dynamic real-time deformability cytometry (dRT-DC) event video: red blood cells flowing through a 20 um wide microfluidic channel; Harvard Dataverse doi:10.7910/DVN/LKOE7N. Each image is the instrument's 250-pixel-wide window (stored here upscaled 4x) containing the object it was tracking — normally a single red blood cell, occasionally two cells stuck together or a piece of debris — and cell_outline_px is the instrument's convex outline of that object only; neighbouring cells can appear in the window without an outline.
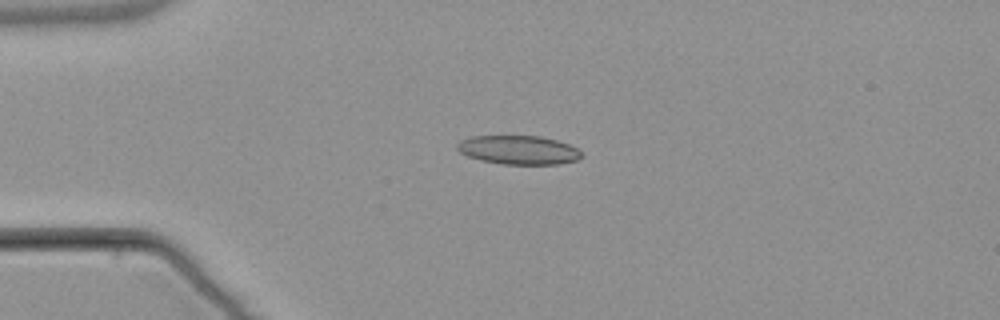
{"species": "common noctule bat (a hibernating species)", "species_latin": "Nyctalus noctula", "temperature_condition": "warm", "stored_images_in_passage": 6, "camera_frame_rate_fps": 3000, "um_per_image_px": 0.085, "animal": {"sex": "male", "body_mass_g": 21.5, "forearm_length_mm": 52.0}, "frame": {"image": 1, "passage_image": 3, "time_ms": 2.333, "image_size_px": [1000, 320], "cell_outline_px": [[584, 156], [576, 160], [556, 164], [500, 164], [480, 160], [468, 156], [460, 152], [456, 148], [456, 144], [460, 140], [472, 136], [540, 136], [556, 140], [568, 144], [576, 148]], "centroid_in_image_um": [44.04, 12.74], "position_along_channel_um": 41.0, "area_um2": 20.87}}
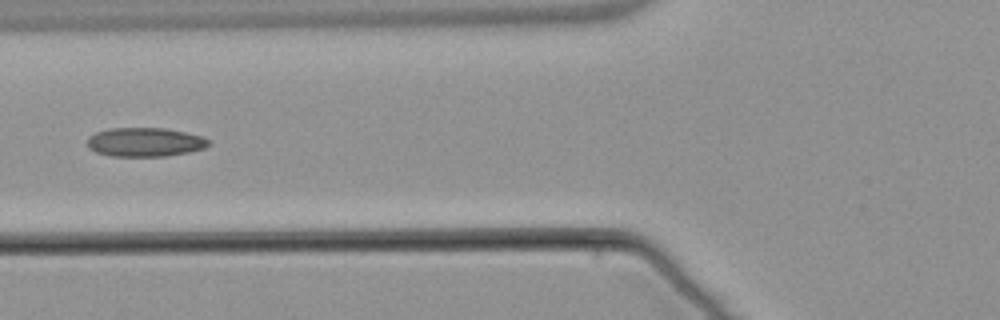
{"frame": {"image": 2, "passage_image": 5, "time_ms": 5.0, "image_size_px": [1000, 320], "cell_outline_px": [[208, 144], [204, 148], [188, 152], [168, 156], [112, 156], [96, 152], [88, 148], [88, 136], [96, 132], [108, 128], [164, 128], [184, 132], [200, 136], [208, 140]], "centroid_in_image_um": [12.27, 12.08], "position_along_channel_um": 113.5, "area_um2": 20.35}}